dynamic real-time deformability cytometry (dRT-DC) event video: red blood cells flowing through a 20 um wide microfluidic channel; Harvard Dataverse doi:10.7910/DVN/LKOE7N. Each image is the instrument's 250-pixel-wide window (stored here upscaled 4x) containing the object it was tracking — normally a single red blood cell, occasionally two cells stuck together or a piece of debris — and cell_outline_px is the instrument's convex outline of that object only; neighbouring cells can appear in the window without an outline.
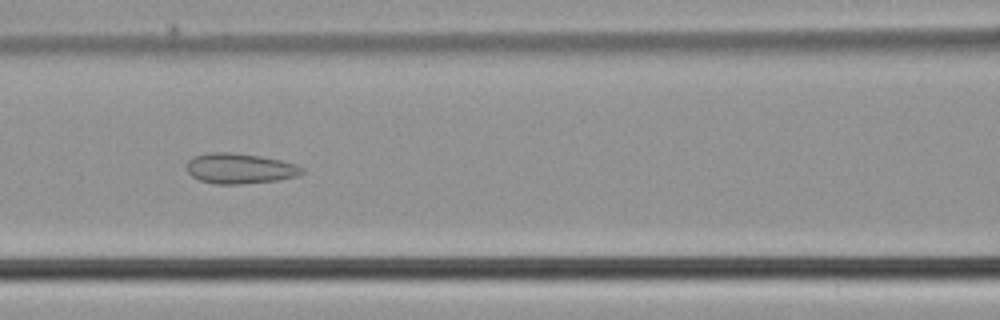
{"species": "common noctule bat (a hibernating species)", "species_latin": "Nyctalus noctula", "temperature_condition": "cold", "stored_images_in_passage": 42, "camera_frame_rate_fps": 3000, "um_per_image_px": 0.085, "animal": {"sex": "male", "body_mass_g": 21.5, "forearm_length_mm": 52.0}, "frame": {"image": 1, "passage_image": 14, "time_ms": 4.333, "image_size_px": [1000, 320], "cell_outline_px": [[304, 172], [296, 176], [276, 180], [240, 184], [216, 184], [200, 180], [192, 176], [188, 172], [188, 160], [192, 156], [208, 152], [232, 152], [260, 156], [280, 160], [296, 164], [304, 168]], "centroid_in_image_um": [20.37, 14.31], "position_along_channel_um": 146.2, "area_um2": 20.35}}
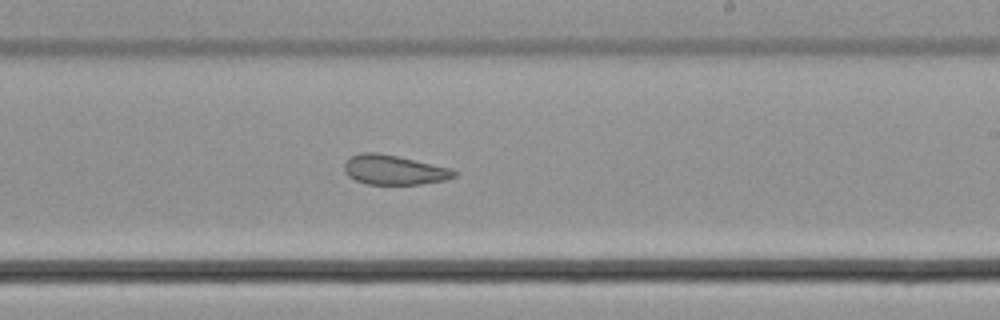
{"frame": {"image": 2, "passage_image": 22, "time_ms": 7.0, "image_size_px": [1000, 320], "cell_outline_px": [[456, 176], [444, 180], [420, 184], [368, 184], [356, 180], [348, 176], [344, 172], [344, 164], [352, 156], [360, 152], [376, 152], [396, 156], [452, 168], [456, 172]], "centroid_in_image_um": [33.48, 14.44], "position_along_channel_um": 255.5, "area_um2": 18.79}}
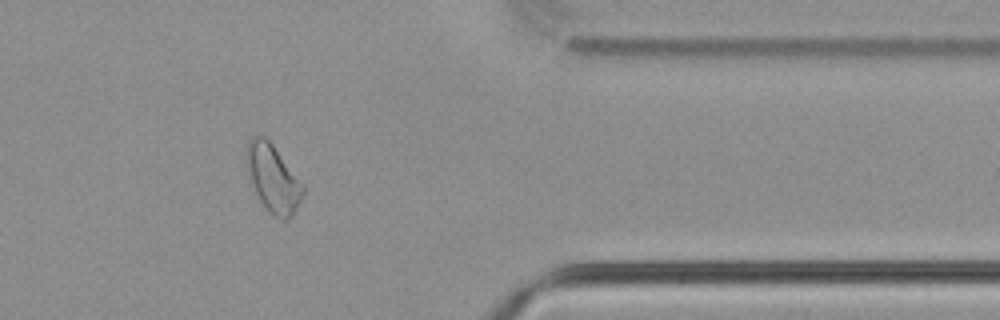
{"frame": {"image": 3, "passage_image": 33, "time_ms": 10.667, "image_size_px": [1000, 320], "cell_outline_px": [[304, 192], [292, 216], [288, 220], [284, 220], [276, 216], [260, 200], [256, 192], [248, 172], [244, 152], [248, 140], [252, 136], [264, 136], [272, 144], [304, 184]], "centroid_in_image_um": [23.2, 15.11], "position_along_channel_um": 388.2, "area_um2": 21.85}}